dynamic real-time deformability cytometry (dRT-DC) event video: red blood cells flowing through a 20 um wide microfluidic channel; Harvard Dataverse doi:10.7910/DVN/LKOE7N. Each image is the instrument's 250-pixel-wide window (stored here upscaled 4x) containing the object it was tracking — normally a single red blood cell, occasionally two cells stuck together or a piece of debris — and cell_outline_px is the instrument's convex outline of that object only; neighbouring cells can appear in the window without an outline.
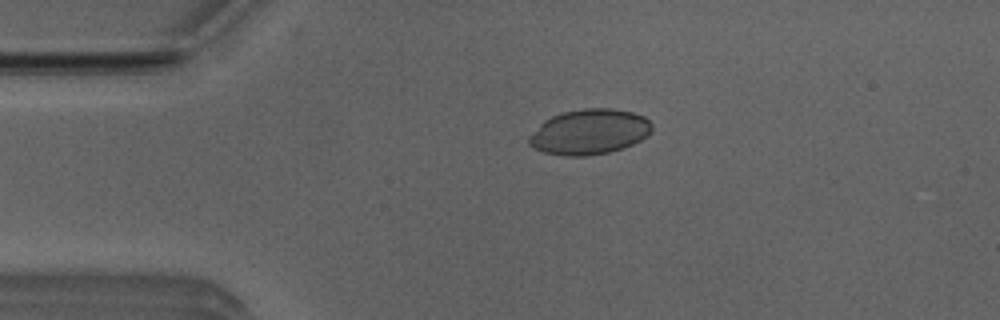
{"species": "Egyptian fruit bat (a non-hibernating species)", "species_latin": "Rousettus aegyptiacus", "temperature_condition": "room temperature", "stored_images_in_passage": 2, "camera_frame_rate_fps": 3000, "um_per_image_px": 0.085, "animal": {"sex": "male"}, "frame": {"image": 1, "passage_image": 1, "time_ms": 0.0, "image_size_px": [1000, 320], "cell_outline_px": [[652, 132], [648, 136], [624, 148], [608, 152], [588, 156], [564, 156], [544, 152], [528, 144], [528, 136], [544, 120], [552, 116], [564, 112], [584, 108], [612, 108], [632, 112], [644, 116], [652, 124]], "centroid_in_image_um": [50.11, 11.21], "position_along_channel_um": 34.9, "area_um2": 32.54}}